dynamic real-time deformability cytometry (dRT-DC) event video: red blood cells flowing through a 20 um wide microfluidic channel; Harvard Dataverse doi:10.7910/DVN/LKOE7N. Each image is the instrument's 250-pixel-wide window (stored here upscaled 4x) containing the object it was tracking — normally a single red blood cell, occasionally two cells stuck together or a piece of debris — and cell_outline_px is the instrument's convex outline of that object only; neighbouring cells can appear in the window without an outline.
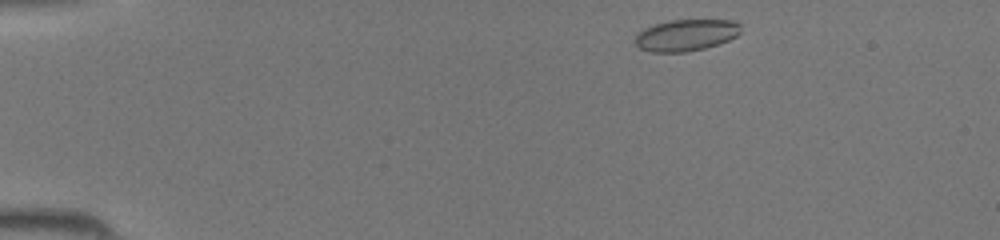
{"species": "common noctule bat (a hibernating species)", "species_latin": "Nyctalus noctula", "temperature_condition": "room temperature", "stored_images_in_passage": 38, "camera_frame_rate_fps": 3000, "um_per_image_px": 0.085, "animal": {"sex": "female", "body_mass_g": 19.5, "forearm_length_mm": 54.1}, "frame": {"image": 1, "passage_image": 1, "time_ms": 0.0, "image_size_px": [1000, 240], "cell_outline_px": [[740, 32], [736, 36], [728, 40], [704, 48], [688, 52], [652, 52], [640, 48], [636, 44], [636, 36], [644, 28], [668, 20], [732, 20], [740, 24]], "centroid_in_image_um": [58.32, 2.98], "position_along_channel_um": 26.7, "area_um2": 19.25}}
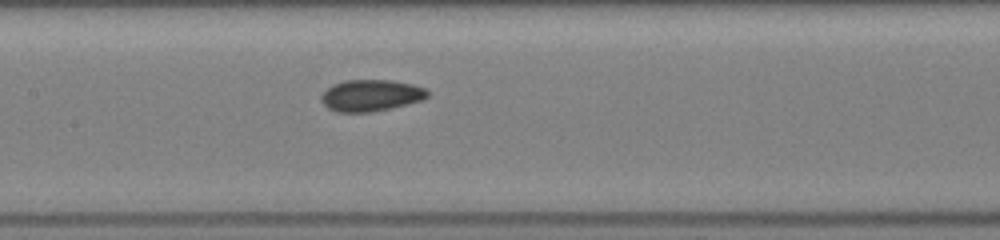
{"frame": {"image": 2, "passage_image": 16, "time_ms": 5.0, "image_size_px": [1000, 240], "cell_outline_px": [[428, 96], [420, 100], [392, 108], [372, 112], [336, 112], [328, 108], [320, 100], [320, 96], [332, 84], [344, 80], [392, 80], [412, 84], [424, 88], [428, 92]], "centroid_in_image_um": [31.49, 8.11], "position_along_channel_um": 175.9, "area_um2": 19.54}}
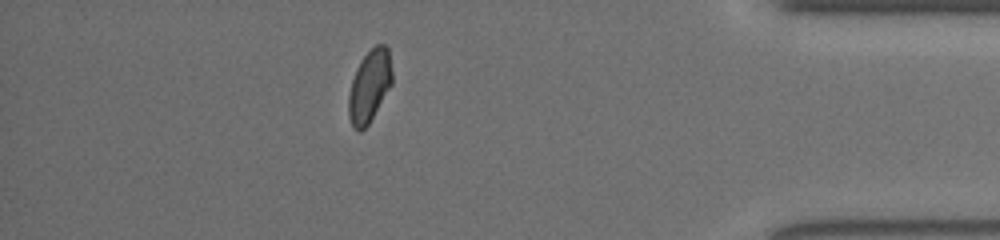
{"frame": {"image": 3, "passage_image": 33, "time_ms": 10.667, "image_size_px": [1000, 240], "cell_outline_px": [[392, 84], [368, 124], [360, 132], [356, 132], [352, 128], [348, 116], [348, 96], [352, 80], [356, 68], [360, 60], [376, 44], [384, 44], [388, 48], [392, 72]], "centroid_in_image_um": [31.39, 7.34], "position_along_channel_um": 403.8, "area_um2": 18.38}}